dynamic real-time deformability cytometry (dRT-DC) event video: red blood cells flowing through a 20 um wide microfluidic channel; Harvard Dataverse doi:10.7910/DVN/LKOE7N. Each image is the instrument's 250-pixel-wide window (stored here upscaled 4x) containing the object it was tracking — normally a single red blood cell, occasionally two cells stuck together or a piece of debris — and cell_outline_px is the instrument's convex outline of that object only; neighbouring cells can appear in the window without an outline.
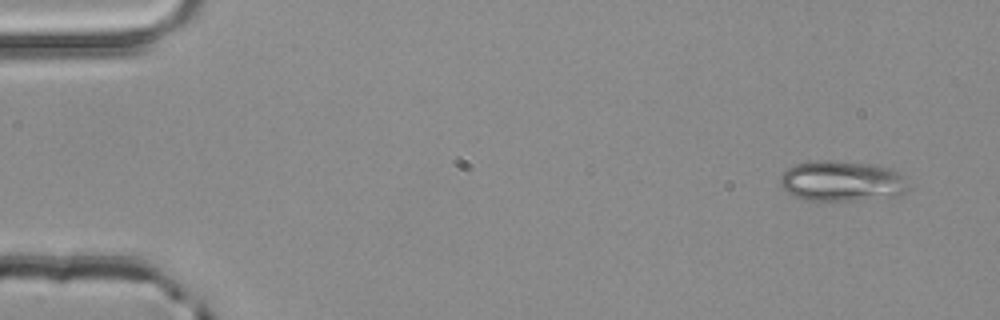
{"species": "common noctule bat (a hibernating species)", "species_latin": "Nyctalus noctula", "temperature_condition": "room temperature", "stored_images_in_passage": 4, "camera_frame_rate_fps": 3000, "um_per_image_px": 0.085, "animal": {"sex": "male", "body_mass_g": 20.4}, "frame": {"image": 1, "passage_image": 1, "time_ms": 0.0, "image_size_px": [1000, 320], "cell_outline_px": [[908, 188], [900, 196], [852, 200], [808, 200], [792, 196], [780, 184], [780, 176], [788, 168], [796, 164], [816, 160], [828, 160], [876, 164], [900, 172]], "centroid_in_image_um": [71.55, 15.38], "position_along_channel_um": 13.4, "area_um2": 30.17}}